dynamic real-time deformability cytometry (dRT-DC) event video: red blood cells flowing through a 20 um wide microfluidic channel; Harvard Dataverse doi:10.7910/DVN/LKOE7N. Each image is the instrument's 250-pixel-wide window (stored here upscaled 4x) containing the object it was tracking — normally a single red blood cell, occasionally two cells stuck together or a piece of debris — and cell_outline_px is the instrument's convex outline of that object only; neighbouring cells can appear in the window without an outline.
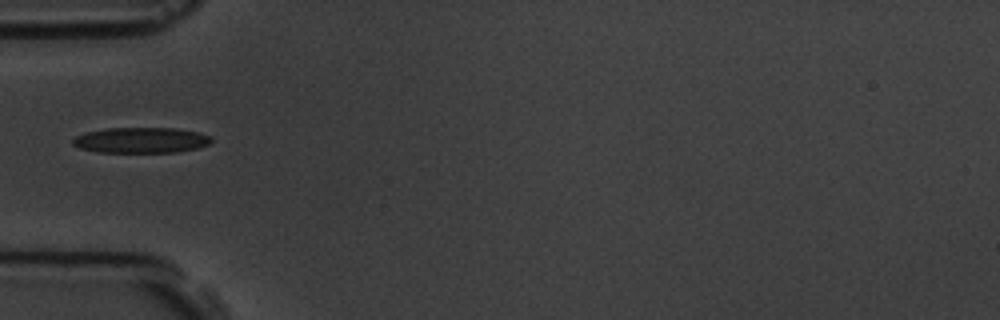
{"species": "common noctule bat (a hibernating species)", "species_latin": "Nyctalus noctula", "temperature_condition": "room temperature", "stored_images_in_passage": 6, "camera_frame_rate_fps": 3000, "um_per_image_px": 0.085, "animal": {"sex": "male", "body_mass_g": 19.5, "forearm_length_mm": 54.6}, "frame": {"image": 1, "passage_image": 5, "time_ms": 4.667, "image_size_px": [1000, 320], "cell_outline_px": [[212, 140], [208, 144], [196, 148], [176, 152], [96, 152], [80, 148], [72, 144], [72, 140], [76, 136], [88, 132], [108, 128], [176, 128], [200, 132], [212, 136]], "centroid_in_image_um": [12.01, 11.91], "position_along_channel_um": 73.0, "area_um2": 20.63}}
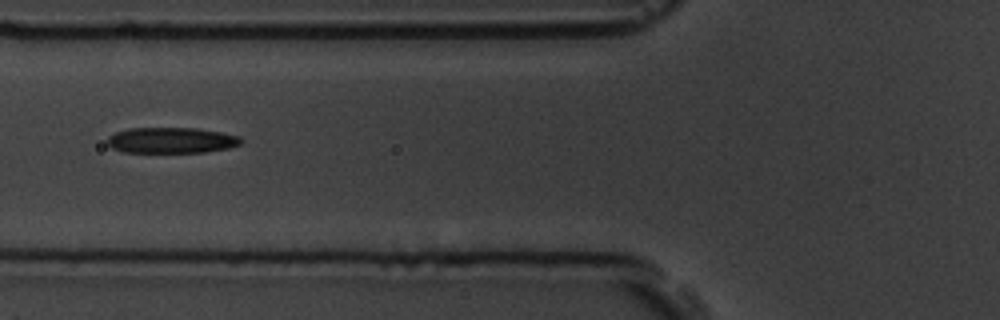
{"frame": {"image": 2, "passage_image": 6, "time_ms": 5.667, "image_size_px": [1000, 320], "cell_outline_px": [[240, 144], [228, 148], [204, 152], [124, 152], [112, 148], [108, 144], [108, 136], [116, 132], [128, 128], [196, 128], [220, 132], [240, 136]], "centroid_in_image_um": [14.54, 11.92], "position_along_channel_um": 111.3, "area_um2": 19.94}}